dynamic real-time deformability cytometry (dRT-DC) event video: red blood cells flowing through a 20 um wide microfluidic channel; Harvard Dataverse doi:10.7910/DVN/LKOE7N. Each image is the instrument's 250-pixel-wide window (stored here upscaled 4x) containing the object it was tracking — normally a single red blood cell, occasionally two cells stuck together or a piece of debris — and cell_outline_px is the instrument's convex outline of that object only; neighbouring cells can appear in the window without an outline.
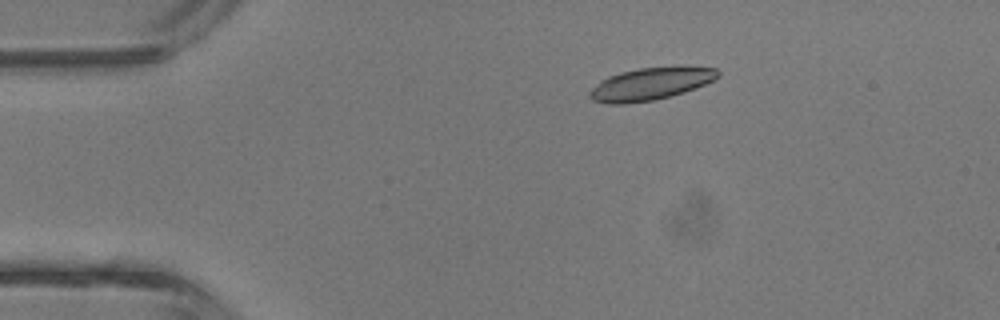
{"species": "common noctule bat (a hibernating species)", "species_latin": "Nyctalus noctula", "temperature_condition": "room temperature", "stored_images_in_passage": 5, "camera_frame_rate_fps": 3000, "um_per_image_px": 0.085, "animal": {"sex": "male", "body_mass_g": 13.3}, "frame": {"image": 1, "passage_image": 3, "time_ms": 2.667, "image_size_px": [1000, 320], "cell_outline_px": [[720, 76], [716, 80], [696, 88], [684, 92], [652, 100], [628, 104], [608, 104], [592, 100], [588, 96], [588, 92], [600, 80], [608, 76], [620, 72], [640, 68], [716, 68], [720, 72]], "centroid_in_image_um": [55.24, 7.16], "position_along_channel_um": 29.8, "area_um2": 23.87}}
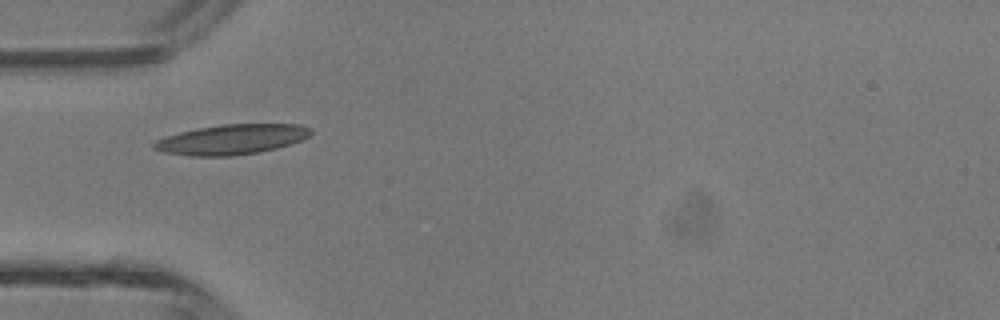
{"frame": {"image": 2, "passage_image": 5, "time_ms": 4.667, "image_size_px": [1000, 320], "cell_outline_px": [[312, 132], [308, 136], [300, 140], [276, 148], [260, 152], [232, 156], [188, 156], [164, 152], [152, 148], [152, 144], [156, 140], [180, 132], [196, 128], [220, 124], [300, 124], [312, 128]], "centroid_in_image_um": [19.68, 11.85], "position_along_channel_um": 65.3, "area_um2": 27.46}}